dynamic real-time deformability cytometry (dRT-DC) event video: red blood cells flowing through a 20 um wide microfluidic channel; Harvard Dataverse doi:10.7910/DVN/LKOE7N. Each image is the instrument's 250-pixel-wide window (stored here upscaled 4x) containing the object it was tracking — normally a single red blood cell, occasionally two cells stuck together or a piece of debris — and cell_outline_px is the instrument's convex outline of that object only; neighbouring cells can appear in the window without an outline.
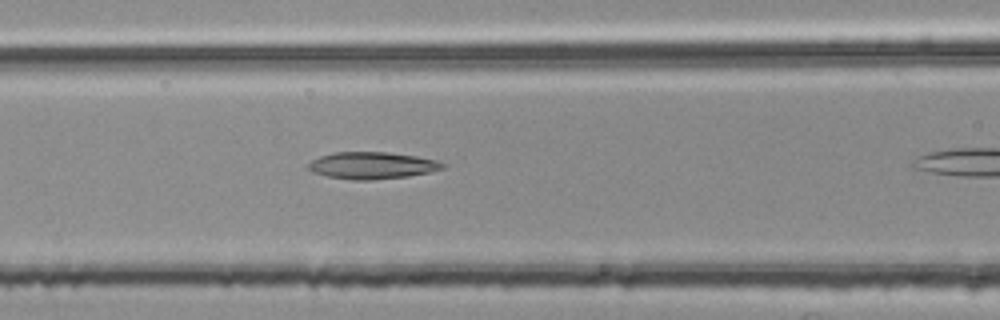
{"species": "common noctule bat (a hibernating species)", "species_latin": "Nyctalus noctula", "temperature_condition": "room temperature", "stored_images_in_passage": 11, "camera_frame_rate_fps": 3000, "um_per_image_px": 0.085, "animal": {"sex": "female", "body_mass_g": 25.1}, "frame": {"image": 1, "passage_image": 7, "time_ms": 2.0, "image_size_px": [1000, 320], "cell_outline_px": [[448, 164], [444, 168], [428, 172], [408, 176], [372, 180], [352, 180], [324, 176], [312, 172], [308, 168], [308, 164], [312, 160], [320, 156], [332, 152], [388, 152], [416, 156], [436, 160]], "centroid_in_image_um": [31.61, 14.06], "position_along_channel_um": 135.0, "area_um2": 21.21}}
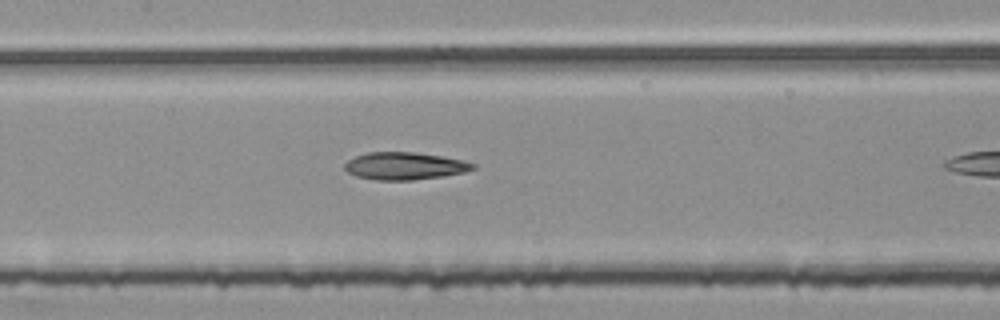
{"frame": {"image": 2, "passage_image": 10, "time_ms": 3.0, "image_size_px": [1000, 320], "cell_outline_px": [[476, 168], [464, 172], [440, 176], [412, 180], [376, 180], [356, 176], [348, 172], [344, 168], [344, 164], [348, 160], [356, 156], [368, 152], [412, 152], [440, 156], [460, 160], [476, 164]], "centroid_in_image_um": [34.36, 14.11], "position_along_channel_um": 173.0, "area_um2": 20.23}}